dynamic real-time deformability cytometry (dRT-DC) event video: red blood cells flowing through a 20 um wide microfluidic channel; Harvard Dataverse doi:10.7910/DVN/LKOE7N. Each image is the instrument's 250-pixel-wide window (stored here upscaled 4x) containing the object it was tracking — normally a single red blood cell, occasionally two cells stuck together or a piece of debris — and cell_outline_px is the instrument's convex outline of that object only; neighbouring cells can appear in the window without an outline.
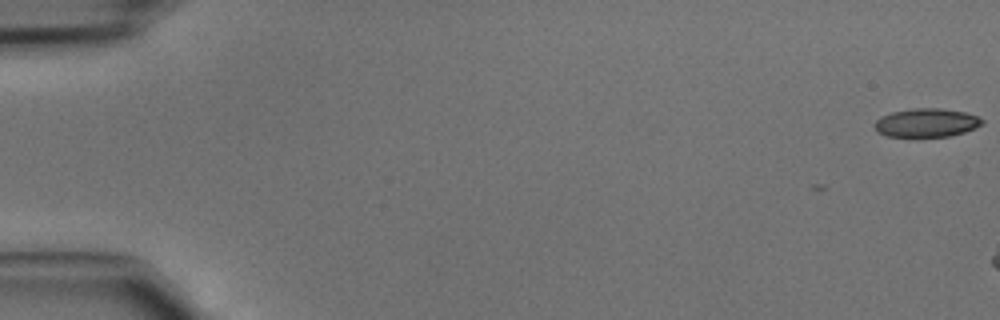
{"species": "common noctule bat (a hibernating species)", "species_latin": "Nyctalus noctula", "temperature_condition": "cold", "stored_images_in_passage": 6, "camera_frame_rate_fps": 3000, "um_per_image_px": 0.085, "animal": {"sex": "male", "body_mass_g": 15.6}, "frame": {"image": 1, "passage_image": 1, "time_ms": 0.0, "image_size_px": [1000, 320], "cell_outline_px": [[984, 124], [964, 132], [948, 136], [888, 136], [876, 132], [872, 124], [880, 116], [892, 112], [912, 108], [940, 108], [964, 112], [976, 116], [984, 120]], "centroid_in_image_um": [78.71, 10.42], "position_along_channel_um": 6.3, "area_um2": 17.92}}